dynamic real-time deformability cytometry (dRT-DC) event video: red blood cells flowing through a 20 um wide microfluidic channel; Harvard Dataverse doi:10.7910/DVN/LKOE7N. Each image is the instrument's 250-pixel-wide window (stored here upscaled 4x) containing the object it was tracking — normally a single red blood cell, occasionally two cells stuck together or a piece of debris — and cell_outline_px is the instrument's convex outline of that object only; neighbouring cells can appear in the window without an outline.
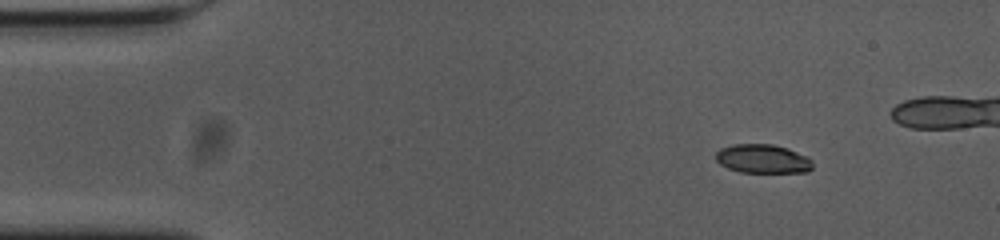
{"species": "common noctule bat (a hibernating species)", "species_latin": "Nyctalus noctula", "temperature_condition": "cold", "stored_images_in_passage": 42, "camera_frame_rate_fps": 3000, "um_per_image_px": 0.085, "animal": {"sex": "female", "body_mass_g": 23.0, "forearm_length_mm": 53.4}, "frame": {"image": 1, "passage_image": 1, "time_ms": 0.0, "image_size_px": [1000, 240], "cell_outline_px": [[812, 168], [808, 172], [740, 172], [728, 168], [720, 164], [716, 160], [716, 152], [720, 148], [732, 144], [772, 144], [788, 148], [808, 156], [812, 160]], "centroid_in_image_um": [64.84, 13.49], "position_along_channel_um": 20.2, "area_um2": 16.42}}
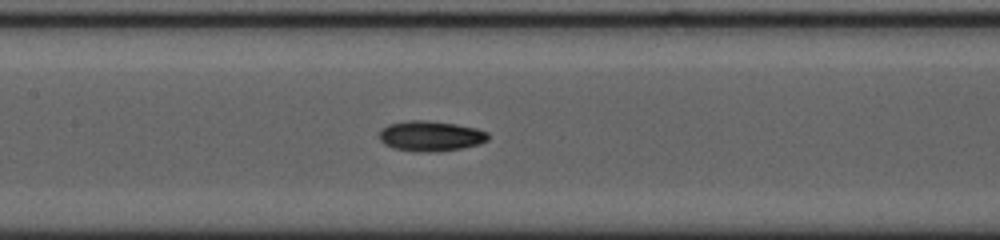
{"frame": {"image": 2, "passage_image": 20, "time_ms": 6.333, "image_size_px": [1000, 240], "cell_outline_px": [[488, 140], [480, 144], [460, 148], [436, 152], [416, 152], [392, 148], [384, 144], [380, 140], [380, 132], [388, 124], [408, 120], [424, 120], [456, 124], [476, 128], [488, 132]], "centroid_in_image_um": [36.6, 11.57], "position_along_channel_um": 170.8, "area_um2": 19.25}}
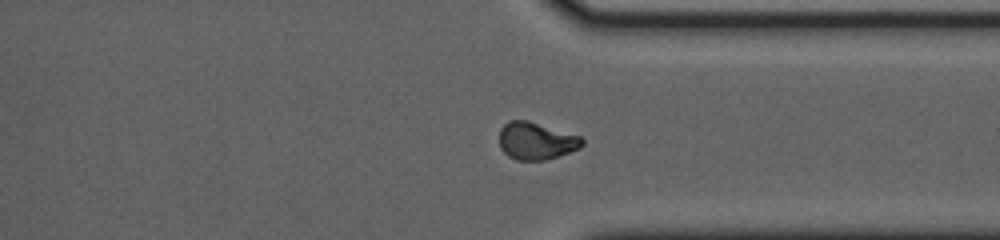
{"frame": {"image": 3, "passage_image": 36, "time_ms": 11.667, "image_size_px": [1000, 240], "cell_outline_px": [[584, 144], [580, 148], [544, 160], [516, 160], [508, 156], [500, 148], [500, 128], [508, 120], [528, 120], [580, 136], [584, 140]], "centroid_in_image_um": [45.55, 11.97], "position_along_channel_um": 365.8, "area_um2": 17.98}}